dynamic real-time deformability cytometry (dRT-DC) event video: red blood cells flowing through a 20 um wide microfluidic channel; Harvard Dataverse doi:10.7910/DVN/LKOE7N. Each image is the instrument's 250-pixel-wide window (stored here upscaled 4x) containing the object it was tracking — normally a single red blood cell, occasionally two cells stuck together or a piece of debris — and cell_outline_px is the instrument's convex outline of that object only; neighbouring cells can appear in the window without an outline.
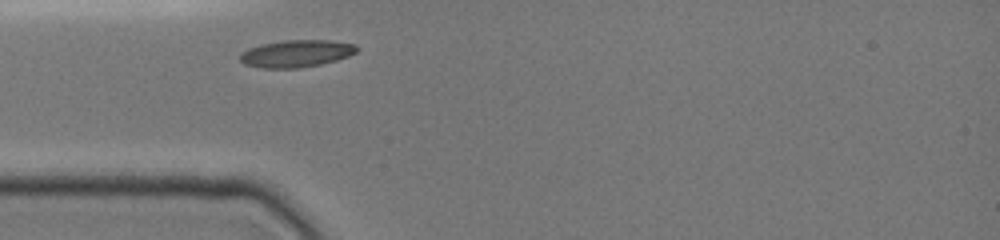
{"species": "common noctule bat (a hibernating species)", "species_latin": "Nyctalus noctula", "temperature_condition": "cold", "stored_images_in_passage": 21, "camera_frame_rate_fps": 3000, "um_per_image_px": 0.085, "animal": {"sex": "female", "body_mass_g": 19.0, "forearm_length_mm": 51.5}, "frame": {"image": 1, "passage_image": 1, "time_ms": 0.0, "image_size_px": [1000, 240], "cell_outline_px": [[360, 48], [356, 52], [348, 56], [336, 60], [320, 64], [300, 68], [260, 68], [244, 64], [240, 60], [240, 52], [248, 48], [260, 44], [284, 40], [328, 40], [356, 44]], "centroid_in_image_um": [25.17, 4.55], "position_along_channel_um": 59.8, "area_um2": 18.67}}
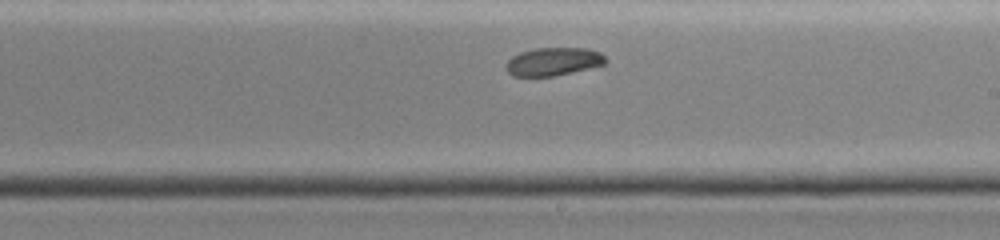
{"frame": {"image": 2, "passage_image": 10, "time_ms": 4.667, "image_size_px": [1000, 240], "cell_outline_px": [[608, 64], [552, 76], [512, 76], [504, 68], [504, 64], [512, 56], [520, 52], [532, 48], [588, 48], [600, 52], [608, 60]], "centroid_in_image_um": [47.02, 5.22], "position_along_channel_um": 242.0, "area_um2": 16.53}}
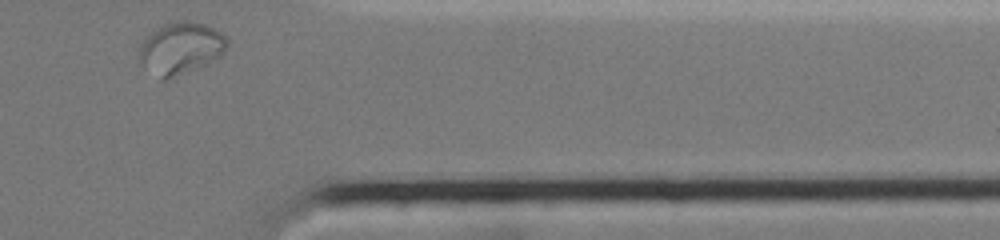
{"frame": {"image": 3, "passage_image": 21, "time_ms": 8.667, "image_size_px": [1000, 240], "cell_outline_px": [[228, 48], [220, 56], [212, 60], [168, 80], [160, 80], [140, 64], [140, 44], [148, 32], [164, 24], [180, 20], [188, 20], [204, 24], [220, 32], [228, 40]], "centroid_in_image_um": [15.32, 4.09], "position_along_channel_um": 396.1, "area_um2": 26.65}, "authors_computed_cell_mechanics": {"area_um2": 17.051, "velocity_mm_per_s": 3.9401, "shape_relaxation_time_tau1_ms": 10.9523, "shape_relaxation_time_tau2_ms": null, "deformation_change_tau1": 0.2171, "deformation_change_tau2": null}}